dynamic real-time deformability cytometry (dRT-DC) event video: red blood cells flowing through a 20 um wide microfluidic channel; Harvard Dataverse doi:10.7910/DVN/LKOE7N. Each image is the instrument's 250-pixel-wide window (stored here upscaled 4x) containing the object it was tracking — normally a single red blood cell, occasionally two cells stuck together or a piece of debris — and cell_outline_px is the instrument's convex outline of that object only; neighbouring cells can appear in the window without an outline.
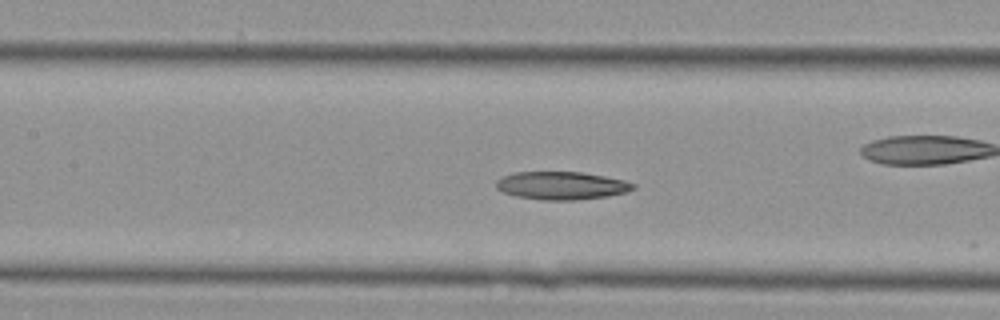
{"species": "Egyptian fruit bat (a non-hibernating species)", "species_latin": "Rousettus aegyptiacus", "temperature_condition": "cold", "stored_images_in_passage": 41, "camera_frame_rate_fps": 3000, "um_per_image_px": 0.085, "animal": {"sex": "female"}, "frame": {"image": 1, "passage_image": 18, "time_ms": 5.667, "image_size_px": [1000, 320], "cell_outline_px": [[636, 188], [628, 192], [608, 196], [576, 200], [540, 200], [516, 196], [504, 192], [496, 188], [496, 180], [504, 176], [516, 172], [580, 172], [604, 176], [624, 180], [636, 184]], "centroid_in_image_um": [47.76, 15.78], "position_along_channel_um": 159.6, "area_um2": 22.37}}